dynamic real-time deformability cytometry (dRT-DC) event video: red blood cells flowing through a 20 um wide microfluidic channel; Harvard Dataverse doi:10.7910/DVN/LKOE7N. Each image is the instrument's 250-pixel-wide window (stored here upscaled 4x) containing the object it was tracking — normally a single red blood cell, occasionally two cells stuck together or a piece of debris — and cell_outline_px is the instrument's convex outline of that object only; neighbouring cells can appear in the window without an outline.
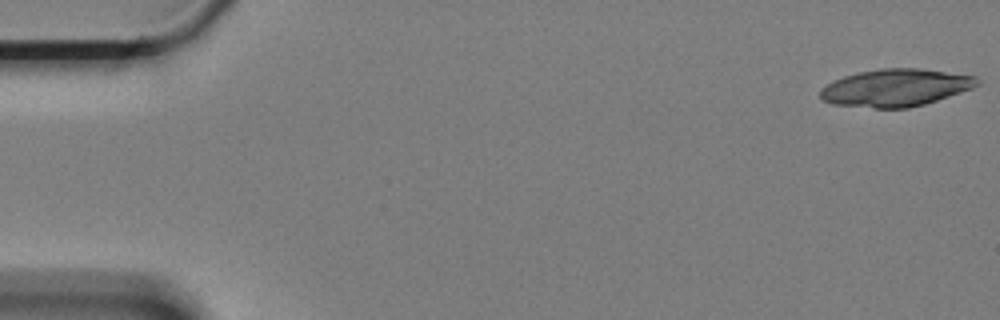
{"species": "Egyptian fruit bat (a non-hibernating species)", "species_latin": "Rousettus aegyptiacus", "temperature_condition": "cold", "stored_images_in_passage": 48, "camera_frame_rate_fps": 3000, "um_per_image_px": 0.085, "animal": {"sex": "female"}, "frame": {"image": 1, "passage_image": 1, "time_ms": 0.0, "image_size_px": [1000, 320], "cell_outline_px": [[980, 84], [972, 88], [924, 104], [908, 108], [872, 108], [832, 104], [820, 100], [820, 88], [844, 76], [860, 72], [880, 68], [920, 68], [976, 76], [980, 80]], "centroid_in_image_um": [76.11, 7.46], "position_along_channel_um": 8.9, "area_um2": 34.16}}